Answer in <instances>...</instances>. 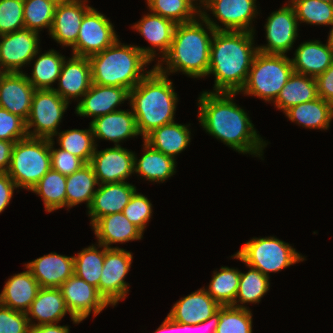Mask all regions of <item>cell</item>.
<instances>
[{
    "label": "cell",
    "instance_id": "obj_16",
    "mask_svg": "<svg viewBox=\"0 0 333 333\" xmlns=\"http://www.w3.org/2000/svg\"><path fill=\"white\" fill-rule=\"evenodd\" d=\"M59 289L65 299L67 309L75 319L80 321L85 320L91 312L94 317L97 316L109 305L96 287L75 274L68 278Z\"/></svg>",
    "mask_w": 333,
    "mask_h": 333
},
{
    "label": "cell",
    "instance_id": "obj_44",
    "mask_svg": "<svg viewBox=\"0 0 333 333\" xmlns=\"http://www.w3.org/2000/svg\"><path fill=\"white\" fill-rule=\"evenodd\" d=\"M252 316L250 309L221 306L216 333H253Z\"/></svg>",
    "mask_w": 333,
    "mask_h": 333
},
{
    "label": "cell",
    "instance_id": "obj_34",
    "mask_svg": "<svg viewBox=\"0 0 333 333\" xmlns=\"http://www.w3.org/2000/svg\"><path fill=\"white\" fill-rule=\"evenodd\" d=\"M99 186L93 168L89 163L83 165L73 174L66 176V207L72 208L86 202L90 207L94 194Z\"/></svg>",
    "mask_w": 333,
    "mask_h": 333
},
{
    "label": "cell",
    "instance_id": "obj_57",
    "mask_svg": "<svg viewBox=\"0 0 333 333\" xmlns=\"http://www.w3.org/2000/svg\"><path fill=\"white\" fill-rule=\"evenodd\" d=\"M327 45L333 51V25L328 34Z\"/></svg>",
    "mask_w": 333,
    "mask_h": 333
},
{
    "label": "cell",
    "instance_id": "obj_2",
    "mask_svg": "<svg viewBox=\"0 0 333 333\" xmlns=\"http://www.w3.org/2000/svg\"><path fill=\"white\" fill-rule=\"evenodd\" d=\"M255 33L215 31L210 45L208 75H214L212 93H238L243 88L258 53Z\"/></svg>",
    "mask_w": 333,
    "mask_h": 333
},
{
    "label": "cell",
    "instance_id": "obj_5",
    "mask_svg": "<svg viewBox=\"0 0 333 333\" xmlns=\"http://www.w3.org/2000/svg\"><path fill=\"white\" fill-rule=\"evenodd\" d=\"M92 83L132 90L152 69V63L135 45L121 43L119 38L108 48L89 57Z\"/></svg>",
    "mask_w": 333,
    "mask_h": 333
},
{
    "label": "cell",
    "instance_id": "obj_42",
    "mask_svg": "<svg viewBox=\"0 0 333 333\" xmlns=\"http://www.w3.org/2000/svg\"><path fill=\"white\" fill-rule=\"evenodd\" d=\"M57 0H24V26L27 29L40 33L43 28L50 32Z\"/></svg>",
    "mask_w": 333,
    "mask_h": 333
},
{
    "label": "cell",
    "instance_id": "obj_7",
    "mask_svg": "<svg viewBox=\"0 0 333 333\" xmlns=\"http://www.w3.org/2000/svg\"><path fill=\"white\" fill-rule=\"evenodd\" d=\"M50 169V139L26 137L15 142L7 173L18 188L31 191Z\"/></svg>",
    "mask_w": 333,
    "mask_h": 333
},
{
    "label": "cell",
    "instance_id": "obj_29",
    "mask_svg": "<svg viewBox=\"0 0 333 333\" xmlns=\"http://www.w3.org/2000/svg\"><path fill=\"white\" fill-rule=\"evenodd\" d=\"M39 289V283L26 268V271L14 274L7 279L0 293V304L26 313Z\"/></svg>",
    "mask_w": 333,
    "mask_h": 333
},
{
    "label": "cell",
    "instance_id": "obj_54",
    "mask_svg": "<svg viewBox=\"0 0 333 333\" xmlns=\"http://www.w3.org/2000/svg\"><path fill=\"white\" fill-rule=\"evenodd\" d=\"M69 326H61L58 323L43 324L30 328V333H70Z\"/></svg>",
    "mask_w": 333,
    "mask_h": 333
},
{
    "label": "cell",
    "instance_id": "obj_46",
    "mask_svg": "<svg viewBox=\"0 0 333 333\" xmlns=\"http://www.w3.org/2000/svg\"><path fill=\"white\" fill-rule=\"evenodd\" d=\"M152 207L151 201L143 194L137 193L136 190L122 213L131 223L144 232L149 220L152 218Z\"/></svg>",
    "mask_w": 333,
    "mask_h": 333
},
{
    "label": "cell",
    "instance_id": "obj_41",
    "mask_svg": "<svg viewBox=\"0 0 333 333\" xmlns=\"http://www.w3.org/2000/svg\"><path fill=\"white\" fill-rule=\"evenodd\" d=\"M147 9L175 24L187 23L200 15V10L189 0H146Z\"/></svg>",
    "mask_w": 333,
    "mask_h": 333
},
{
    "label": "cell",
    "instance_id": "obj_60",
    "mask_svg": "<svg viewBox=\"0 0 333 333\" xmlns=\"http://www.w3.org/2000/svg\"><path fill=\"white\" fill-rule=\"evenodd\" d=\"M320 1H324V2L333 3V0H320Z\"/></svg>",
    "mask_w": 333,
    "mask_h": 333
},
{
    "label": "cell",
    "instance_id": "obj_32",
    "mask_svg": "<svg viewBox=\"0 0 333 333\" xmlns=\"http://www.w3.org/2000/svg\"><path fill=\"white\" fill-rule=\"evenodd\" d=\"M285 116L299 126L309 129L328 130L333 119V104L321 97L290 107Z\"/></svg>",
    "mask_w": 333,
    "mask_h": 333
},
{
    "label": "cell",
    "instance_id": "obj_40",
    "mask_svg": "<svg viewBox=\"0 0 333 333\" xmlns=\"http://www.w3.org/2000/svg\"><path fill=\"white\" fill-rule=\"evenodd\" d=\"M57 143L62 150H66L89 163L96 149L91 125L89 129H68L60 131L56 135ZM58 136V137H57Z\"/></svg>",
    "mask_w": 333,
    "mask_h": 333
},
{
    "label": "cell",
    "instance_id": "obj_59",
    "mask_svg": "<svg viewBox=\"0 0 333 333\" xmlns=\"http://www.w3.org/2000/svg\"><path fill=\"white\" fill-rule=\"evenodd\" d=\"M6 72L0 67V81H1V78L3 77V75L5 74Z\"/></svg>",
    "mask_w": 333,
    "mask_h": 333
},
{
    "label": "cell",
    "instance_id": "obj_9",
    "mask_svg": "<svg viewBox=\"0 0 333 333\" xmlns=\"http://www.w3.org/2000/svg\"><path fill=\"white\" fill-rule=\"evenodd\" d=\"M68 107L53 89L35 90L26 120L28 137L54 139Z\"/></svg>",
    "mask_w": 333,
    "mask_h": 333
},
{
    "label": "cell",
    "instance_id": "obj_10",
    "mask_svg": "<svg viewBox=\"0 0 333 333\" xmlns=\"http://www.w3.org/2000/svg\"><path fill=\"white\" fill-rule=\"evenodd\" d=\"M257 0H207L200 15L215 31H249L255 33L252 24L259 12ZM207 10L213 14V20ZM217 22V23H216ZM253 26V27H252Z\"/></svg>",
    "mask_w": 333,
    "mask_h": 333
},
{
    "label": "cell",
    "instance_id": "obj_51",
    "mask_svg": "<svg viewBox=\"0 0 333 333\" xmlns=\"http://www.w3.org/2000/svg\"><path fill=\"white\" fill-rule=\"evenodd\" d=\"M17 188L7 172L0 173V213L10 204L14 190Z\"/></svg>",
    "mask_w": 333,
    "mask_h": 333
},
{
    "label": "cell",
    "instance_id": "obj_36",
    "mask_svg": "<svg viewBox=\"0 0 333 333\" xmlns=\"http://www.w3.org/2000/svg\"><path fill=\"white\" fill-rule=\"evenodd\" d=\"M249 268L248 272H240L238 292L233 307L249 309L245 303H260L261 298L270 289V277L264 275L258 269Z\"/></svg>",
    "mask_w": 333,
    "mask_h": 333
},
{
    "label": "cell",
    "instance_id": "obj_23",
    "mask_svg": "<svg viewBox=\"0 0 333 333\" xmlns=\"http://www.w3.org/2000/svg\"><path fill=\"white\" fill-rule=\"evenodd\" d=\"M136 190V186L128 182L99 184L87 210L90 226L100 217L123 212Z\"/></svg>",
    "mask_w": 333,
    "mask_h": 333
},
{
    "label": "cell",
    "instance_id": "obj_4",
    "mask_svg": "<svg viewBox=\"0 0 333 333\" xmlns=\"http://www.w3.org/2000/svg\"><path fill=\"white\" fill-rule=\"evenodd\" d=\"M177 96L171 79L155 66L129 91V104L142 138L152 130L175 121Z\"/></svg>",
    "mask_w": 333,
    "mask_h": 333
},
{
    "label": "cell",
    "instance_id": "obj_20",
    "mask_svg": "<svg viewBox=\"0 0 333 333\" xmlns=\"http://www.w3.org/2000/svg\"><path fill=\"white\" fill-rule=\"evenodd\" d=\"M35 90L25 72H6L0 81V107L26 121Z\"/></svg>",
    "mask_w": 333,
    "mask_h": 333
},
{
    "label": "cell",
    "instance_id": "obj_27",
    "mask_svg": "<svg viewBox=\"0 0 333 333\" xmlns=\"http://www.w3.org/2000/svg\"><path fill=\"white\" fill-rule=\"evenodd\" d=\"M92 230L97 238V243L107 248H112L111 245L116 243L123 244L141 240L144 234L122 212L100 217L92 225Z\"/></svg>",
    "mask_w": 333,
    "mask_h": 333
},
{
    "label": "cell",
    "instance_id": "obj_53",
    "mask_svg": "<svg viewBox=\"0 0 333 333\" xmlns=\"http://www.w3.org/2000/svg\"><path fill=\"white\" fill-rule=\"evenodd\" d=\"M218 324H219V309L217 310V312L214 315H212L206 321L193 325V332L195 330L198 331V330L203 329L202 333H216ZM196 331H195V333H196Z\"/></svg>",
    "mask_w": 333,
    "mask_h": 333
},
{
    "label": "cell",
    "instance_id": "obj_39",
    "mask_svg": "<svg viewBox=\"0 0 333 333\" xmlns=\"http://www.w3.org/2000/svg\"><path fill=\"white\" fill-rule=\"evenodd\" d=\"M240 270L222 266L215 270L206 292L220 305L232 306L239 287Z\"/></svg>",
    "mask_w": 333,
    "mask_h": 333
},
{
    "label": "cell",
    "instance_id": "obj_18",
    "mask_svg": "<svg viewBox=\"0 0 333 333\" xmlns=\"http://www.w3.org/2000/svg\"><path fill=\"white\" fill-rule=\"evenodd\" d=\"M176 24L158 14L151 11L143 15L142 19L135 23L132 28L139 32L148 43L150 47L136 46L151 62L154 61L156 56L162 58L169 52L173 40V34ZM159 53H157V51Z\"/></svg>",
    "mask_w": 333,
    "mask_h": 333
},
{
    "label": "cell",
    "instance_id": "obj_55",
    "mask_svg": "<svg viewBox=\"0 0 333 333\" xmlns=\"http://www.w3.org/2000/svg\"><path fill=\"white\" fill-rule=\"evenodd\" d=\"M154 333H176V321L167 315Z\"/></svg>",
    "mask_w": 333,
    "mask_h": 333
},
{
    "label": "cell",
    "instance_id": "obj_33",
    "mask_svg": "<svg viewBox=\"0 0 333 333\" xmlns=\"http://www.w3.org/2000/svg\"><path fill=\"white\" fill-rule=\"evenodd\" d=\"M318 98L317 83L314 77L294 72L273 102L283 113L290 107Z\"/></svg>",
    "mask_w": 333,
    "mask_h": 333
},
{
    "label": "cell",
    "instance_id": "obj_6",
    "mask_svg": "<svg viewBox=\"0 0 333 333\" xmlns=\"http://www.w3.org/2000/svg\"><path fill=\"white\" fill-rule=\"evenodd\" d=\"M292 73L293 66L287 55L258 52L239 93L273 103Z\"/></svg>",
    "mask_w": 333,
    "mask_h": 333
},
{
    "label": "cell",
    "instance_id": "obj_25",
    "mask_svg": "<svg viewBox=\"0 0 333 333\" xmlns=\"http://www.w3.org/2000/svg\"><path fill=\"white\" fill-rule=\"evenodd\" d=\"M66 314L70 315L74 324L82 322L71 315L59 288H40L26 312L31 327L59 323ZM34 319L37 323L33 322Z\"/></svg>",
    "mask_w": 333,
    "mask_h": 333
},
{
    "label": "cell",
    "instance_id": "obj_30",
    "mask_svg": "<svg viewBox=\"0 0 333 333\" xmlns=\"http://www.w3.org/2000/svg\"><path fill=\"white\" fill-rule=\"evenodd\" d=\"M189 125L172 122L152 130L143 138L153 149L174 159L185 150L191 142Z\"/></svg>",
    "mask_w": 333,
    "mask_h": 333
},
{
    "label": "cell",
    "instance_id": "obj_47",
    "mask_svg": "<svg viewBox=\"0 0 333 333\" xmlns=\"http://www.w3.org/2000/svg\"><path fill=\"white\" fill-rule=\"evenodd\" d=\"M26 137V121L0 107V140L16 142Z\"/></svg>",
    "mask_w": 333,
    "mask_h": 333
},
{
    "label": "cell",
    "instance_id": "obj_48",
    "mask_svg": "<svg viewBox=\"0 0 333 333\" xmlns=\"http://www.w3.org/2000/svg\"><path fill=\"white\" fill-rule=\"evenodd\" d=\"M54 139H50V156H51V169L61 173L64 176H69L79 170L86 163L76 155L55 148Z\"/></svg>",
    "mask_w": 333,
    "mask_h": 333
},
{
    "label": "cell",
    "instance_id": "obj_38",
    "mask_svg": "<svg viewBox=\"0 0 333 333\" xmlns=\"http://www.w3.org/2000/svg\"><path fill=\"white\" fill-rule=\"evenodd\" d=\"M95 245L92 244L74 254V274L96 287L99 292L106 247L101 244Z\"/></svg>",
    "mask_w": 333,
    "mask_h": 333
},
{
    "label": "cell",
    "instance_id": "obj_24",
    "mask_svg": "<svg viewBox=\"0 0 333 333\" xmlns=\"http://www.w3.org/2000/svg\"><path fill=\"white\" fill-rule=\"evenodd\" d=\"M95 143L98 139L109 140L114 146L125 139L139 136L136 118L132 108L127 110L118 109L117 111L100 116L90 121ZM97 139V140H96Z\"/></svg>",
    "mask_w": 333,
    "mask_h": 333
},
{
    "label": "cell",
    "instance_id": "obj_52",
    "mask_svg": "<svg viewBox=\"0 0 333 333\" xmlns=\"http://www.w3.org/2000/svg\"><path fill=\"white\" fill-rule=\"evenodd\" d=\"M15 142L0 140V173L7 172Z\"/></svg>",
    "mask_w": 333,
    "mask_h": 333
},
{
    "label": "cell",
    "instance_id": "obj_50",
    "mask_svg": "<svg viewBox=\"0 0 333 333\" xmlns=\"http://www.w3.org/2000/svg\"><path fill=\"white\" fill-rule=\"evenodd\" d=\"M315 79L318 97L333 104V63L324 73L318 75Z\"/></svg>",
    "mask_w": 333,
    "mask_h": 333
},
{
    "label": "cell",
    "instance_id": "obj_56",
    "mask_svg": "<svg viewBox=\"0 0 333 333\" xmlns=\"http://www.w3.org/2000/svg\"><path fill=\"white\" fill-rule=\"evenodd\" d=\"M193 325L176 322V333H192Z\"/></svg>",
    "mask_w": 333,
    "mask_h": 333
},
{
    "label": "cell",
    "instance_id": "obj_19",
    "mask_svg": "<svg viewBox=\"0 0 333 333\" xmlns=\"http://www.w3.org/2000/svg\"><path fill=\"white\" fill-rule=\"evenodd\" d=\"M57 81L58 87L53 90L69 104L76 99L78 103L92 85L89 58L75 55L65 58Z\"/></svg>",
    "mask_w": 333,
    "mask_h": 333
},
{
    "label": "cell",
    "instance_id": "obj_37",
    "mask_svg": "<svg viewBox=\"0 0 333 333\" xmlns=\"http://www.w3.org/2000/svg\"><path fill=\"white\" fill-rule=\"evenodd\" d=\"M31 191L42 198L48 213L66 207V176L55 170L50 169Z\"/></svg>",
    "mask_w": 333,
    "mask_h": 333
},
{
    "label": "cell",
    "instance_id": "obj_45",
    "mask_svg": "<svg viewBox=\"0 0 333 333\" xmlns=\"http://www.w3.org/2000/svg\"><path fill=\"white\" fill-rule=\"evenodd\" d=\"M23 10L24 0H0V35L25 28Z\"/></svg>",
    "mask_w": 333,
    "mask_h": 333
},
{
    "label": "cell",
    "instance_id": "obj_12",
    "mask_svg": "<svg viewBox=\"0 0 333 333\" xmlns=\"http://www.w3.org/2000/svg\"><path fill=\"white\" fill-rule=\"evenodd\" d=\"M114 29L110 19L92 7L83 17L72 55L89 58L100 53L118 39Z\"/></svg>",
    "mask_w": 333,
    "mask_h": 333
},
{
    "label": "cell",
    "instance_id": "obj_35",
    "mask_svg": "<svg viewBox=\"0 0 333 333\" xmlns=\"http://www.w3.org/2000/svg\"><path fill=\"white\" fill-rule=\"evenodd\" d=\"M40 49L32 58L34 60L31 76L26 74L28 81L36 90L53 89V83L58 80L65 56L58 51L50 49L40 54ZM39 55V56H38Z\"/></svg>",
    "mask_w": 333,
    "mask_h": 333
},
{
    "label": "cell",
    "instance_id": "obj_21",
    "mask_svg": "<svg viewBox=\"0 0 333 333\" xmlns=\"http://www.w3.org/2000/svg\"><path fill=\"white\" fill-rule=\"evenodd\" d=\"M129 101V91L123 87L102 86L92 83L75 107L80 117H97L117 111V106Z\"/></svg>",
    "mask_w": 333,
    "mask_h": 333
},
{
    "label": "cell",
    "instance_id": "obj_43",
    "mask_svg": "<svg viewBox=\"0 0 333 333\" xmlns=\"http://www.w3.org/2000/svg\"><path fill=\"white\" fill-rule=\"evenodd\" d=\"M293 6L298 24L333 25V3L320 0H288Z\"/></svg>",
    "mask_w": 333,
    "mask_h": 333
},
{
    "label": "cell",
    "instance_id": "obj_1",
    "mask_svg": "<svg viewBox=\"0 0 333 333\" xmlns=\"http://www.w3.org/2000/svg\"><path fill=\"white\" fill-rule=\"evenodd\" d=\"M238 93L202 91L198 98V120L203 130L241 154L263 156L268 145L256 131L248 113L234 101Z\"/></svg>",
    "mask_w": 333,
    "mask_h": 333
},
{
    "label": "cell",
    "instance_id": "obj_3",
    "mask_svg": "<svg viewBox=\"0 0 333 333\" xmlns=\"http://www.w3.org/2000/svg\"><path fill=\"white\" fill-rule=\"evenodd\" d=\"M214 32L201 15L193 21L176 24L170 50L155 67L165 75L182 72L191 78L206 77Z\"/></svg>",
    "mask_w": 333,
    "mask_h": 333
},
{
    "label": "cell",
    "instance_id": "obj_26",
    "mask_svg": "<svg viewBox=\"0 0 333 333\" xmlns=\"http://www.w3.org/2000/svg\"><path fill=\"white\" fill-rule=\"evenodd\" d=\"M220 307L202 287L176 301L168 316L178 323L196 325L209 319Z\"/></svg>",
    "mask_w": 333,
    "mask_h": 333
},
{
    "label": "cell",
    "instance_id": "obj_14",
    "mask_svg": "<svg viewBox=\"0 0 333 333\" xmlns=\"http://www.w3.org/2000/svg\"><path fill=\"white\" fill-rule=\"evenodd\" d=\"M39 34L23 28L0 35V67L5 72H23L40 48Z\"/></svg>",
    "mask_w": 333,
    "mask_h": 333
},
{
    "label": "cell",
    "instance_id": "obj_13",
    "mask_svg": "<svg viewBox=\"0 0 333 333\" xmlns=\"http://www.w3.org/2000/svg\"><path fill=\"white\" fill-rule=\"evenodd\" d=\"M264 25L267 44L257 46L264 54L287 55L298 37V21L293 6L289 3L272 12Z\"/></svg>",
    "mask_w": 333,
    "mask_h": 333
},
{
    "label": "cell",
    "instance_id": "obj_17",
    "mask_svg": "<svg viewBox=\"0 0 333 333\" xmlns=\"http://www.w3.org/2000/svg\"><path fill=\"white\" fill-rule=\"evenodd\" d=\"M88 0H62L55 10L49 36L61 47H73L77 42L79 29L84 15L92 8Z\"/></svg>",
    "mask_w": 333,
    "mask_h": 333
},
{
    "label": "cell",
    "instance_id": "obj_22",
    "mask_svg": "<svg viewBox=\"0 0 333 333\" xmlns=\"http://www.w3.org/2000/svg\"><path fill=\"white\" fill-rule=\"evenodd\" d=\"M40 288H59L74 274V257L51 252L24 264Z\"/></svg>",
    "mask_w": 333,
    "mask_h": 333
},
{
    "label": "cell",
    "instance_id": "obj_31",
    "mask_svg": "<svg viewBox=\"0 0 333 333\" xmlns=\"http://www.w3.org/2000/svg\"><path fill=\"white\" fill-rule=\"evenodd\" d=\"M142 146L144 152L140 159L134 152V174L156 183H164L176 174V159L153 149L146 142Z\"/></svg>",
    "mask_w": 333,
    "mask_h": 333
},
{
    "label": "cell",
    "instance_id": "obj_58",
    "mask_svg": "<svg viewBox=\"0 0 333 333\" xmlns=\"http://www.w3.org/2000/svg\"><path fill=\"white\" fill-rule=\"evenodd\" d=\"M189 1L192 2L199 10H201V8H203L207 2V0H189Z\"/></svg>",
    "mask_w": 333,
    "mask_h": 333
},
{
    "label": "cell",
    "instance_id": "obj_49",
    "mask_svg": "<svg viewBox=\"0 0 333 333\" xmlns=\"http://www.w3.org/2000/svg\"><path fill=\"white\" fill-rule=\"evenodd\" d=\"M26 313L0 304V333H30Z\"/></svg>",
    "mask_w": 333,
    "mask_h": 333
},
{
    "label": "cell",
    "instance_id": "obj_8",
    "mask_svg": "<svg viewBox=\"0 0 333 333\" xmlns=\"http://www.w3.org/2000/svg\"><path fill=\"white\" fill-rule=\"evenodd\" d=\"M231 257L258 269L268 277L270 273H277L306 260L305 256L297 252L289 243L275 236L251 238Z\"/></svg>",
    "mask_w": 333,
    "mask_h": 333
},
{
    "label": "cell",
    "instance_id": "obj_28",
    "mask_svg": "<svg viewBox=\"0 0 333 333\" xmlns=\"http://www.w3.org/2000/svg\"><path fill=\"white\" fill-rule=\"evenodd\" d=\"M293 71L316 78L333 63V51L320 40L301 43L291 58Z\"/></svg>",
    "mask_w": 333,
    "mask_h": 333
},
{
    "label": "cell",
    "instance_id": "obj_11",
    "mask_svg": "<svg viewBox=\"0 0 333 333\" xmlns=\"http://www.w3.org/2000/svg\"><path fill=\"white\" fill-rule=\"evenodd\" d=\"M133 254L118 246L107 248L99 281V294L110 306H116L129 292L125 281L132 264Z\"/></svg>",
    "mask_w": 333,
    "mask_h": 333
},
{
    "label": "cell",
    "instance_id": "obj_15",
    "mask_svg": "<svg viewBox=\"0 0 333 333\" xmlns=\"http://www.w3.org/2000/svg\"><path fill=\"white\" fill-rule=\"evenodd\" d=\"M99 184L127 182L134 174V152L120 146L98 150L89 162Z\"/></svg>",
    "mask_w": 333,
    "mask_h": 333
}]
</instances>
